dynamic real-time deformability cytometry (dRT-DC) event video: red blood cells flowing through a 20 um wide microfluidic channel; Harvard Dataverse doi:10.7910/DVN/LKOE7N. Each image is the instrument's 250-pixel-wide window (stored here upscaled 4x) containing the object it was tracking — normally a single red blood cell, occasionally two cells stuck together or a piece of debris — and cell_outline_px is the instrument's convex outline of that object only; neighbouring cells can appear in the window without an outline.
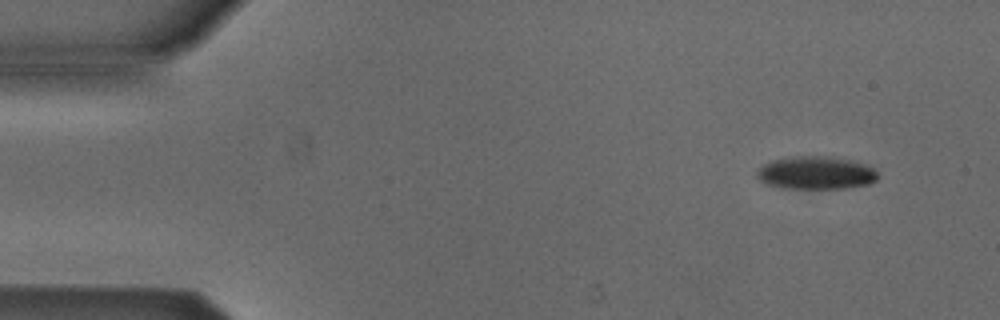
{"species": "Egyptian fruit bat (a non-hibernating species)", "species_latin": "Rousettus aegyptiacus", "temperature_condition": "cold", "stored_images_in_passage": 5, "segment_of_instrument_passage": [1, 2], "camera_frame_rate_fps": 3000, "um_per_image_px": 0.085, "animal": {"sex": "male"}, "frame": {"image": 1, "passage_image": 1, "time_ms": 0.0, "image_size_px": [1000, 320], "cell_outline_px": [[880, 176], [876, 180], [868, 184], [844, 188], [780, 188], [764, 184], [756, 176], [756, 172], [760, 164], [784, 156], [828, 156], [856, 160], [868, 164]], "centroid_in_image_um": [69.31, 14.67], "position_along_channel_um": 15.7, "area_um2": 23.81}}